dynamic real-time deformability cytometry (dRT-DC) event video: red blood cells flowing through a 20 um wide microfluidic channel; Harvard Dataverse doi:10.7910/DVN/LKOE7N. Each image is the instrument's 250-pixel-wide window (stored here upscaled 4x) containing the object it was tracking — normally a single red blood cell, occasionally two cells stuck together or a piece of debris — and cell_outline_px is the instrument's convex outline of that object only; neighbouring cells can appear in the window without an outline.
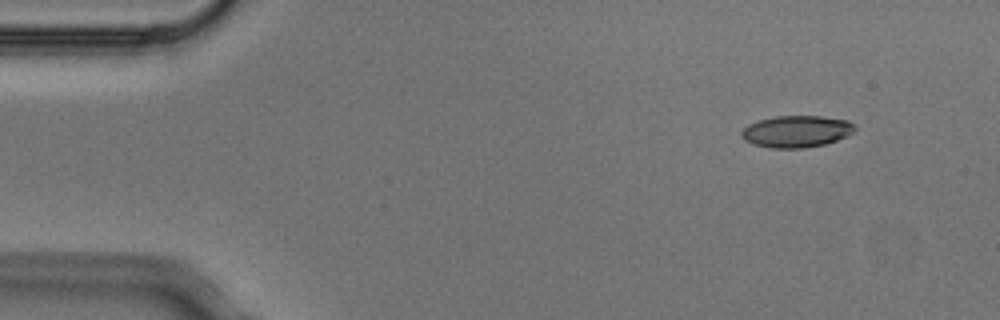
{"species": "Egyptian fruit bat (a non-hibernating species)", "species_latin": "Rousettus aegyptiacus", "temperature_condition": "cold", "stored_images_in_passage": 7, "camera_frame_rate_fps": 3000, "um_per_image_px": 0.085, "animal": {"sex": "male"}, "frame": {"image": 1, "passage_image": 2, "time_ms": 0.333, "image_size_px": [1000, 320], "cell_outline_px": [[856, 132], [848, 136], [824, 144], [804, 148], [772, 148], [752, 144], [744, 140], [740, 136], [740, 132], [748, 124], [760, 120], [776, 116], [820, 116], [848, 120], [856, 124]], "centroid_in_image_um": [67.72, 11.17], "position_along_channel_um": 17.3, "area_um2": 21.21}}
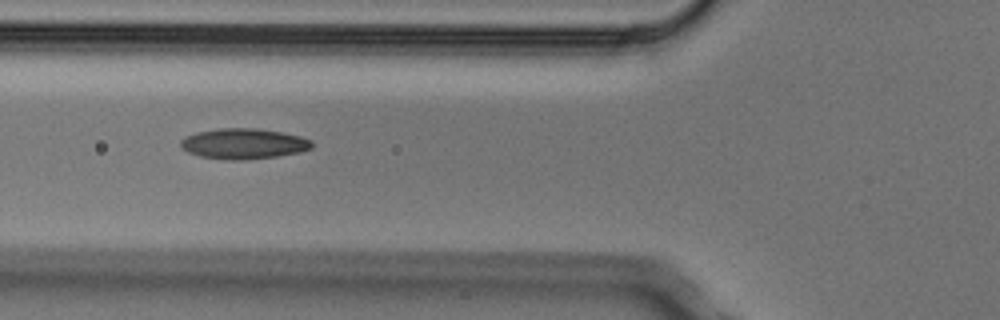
{"frame": {"image": 2, "passage_image": 6, "time_ms": 1.667, "image_size_px": [1000, 320], "cell_outline_px": [[312, 148], [300, 152], [276, 156], [248, 160], [224, 160], [200, 156], [188, 152], [180, 148], [180, 140], [184, 136], [196, 132], [220, 128], [256, 128], [280, 132], [300, 136], [312, 140]], "centroid_in_image_um": [20.67, 12.22], "position_along_channel_um": 105.1, "area_um2": 23.52}}
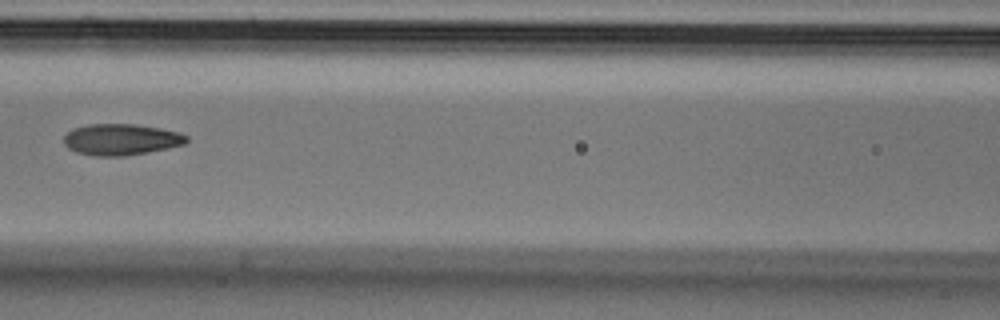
{"frame": {"image": 3, "passage_image": 7, "time_ms": 2.0, "image_size_px": [1000, 320], "cell_outline_px": [[188, 140], [184, 144], [168, 148], [148, 152], [124, 156], [96, 156], [76, 152], [68, 148], [64, 144], [64, 136], [72, 128], [88, 124], [136, 124], [160, 128], [176, 132], [188, 136]], "centroid_in_image_um": [10.27, 11.85], "position_along_channel_um": 156.3, "area_um2": 22.37}}